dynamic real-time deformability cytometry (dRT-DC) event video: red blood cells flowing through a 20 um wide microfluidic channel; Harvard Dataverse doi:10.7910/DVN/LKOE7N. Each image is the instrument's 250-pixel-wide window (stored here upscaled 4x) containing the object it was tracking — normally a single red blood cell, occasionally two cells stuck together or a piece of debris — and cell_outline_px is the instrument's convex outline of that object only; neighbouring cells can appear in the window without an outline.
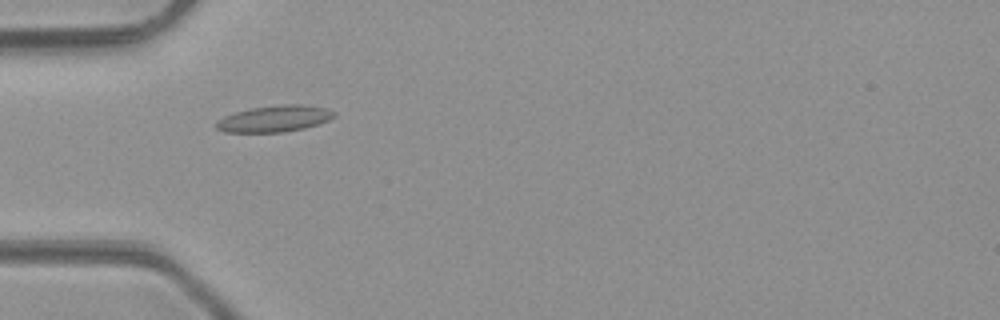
{"species": "common noctule bat (a hibernating species)", "species_latin": "Nyctalus noctula", "temperature_condition": "room temperature", "stored_images_in_passage": 43, "camera_frame_rate_fps": 3000, "um_per_image_px": 0.085, "animal": {"sex": "male", "body_mass_g": 23.1, "forearm_length_mm": 52.7}, "frame": {"image": 1, "passage_image": 10, "time_ms": 3.0, "image_size_px": [1000, 320], "cell_outline_px": [[336, 116], [328, 120], [304, 128], [280, 132], [224, 132], [216, 128], [216, 124], [224, 116], [236, 112], [252, 108], [280, 104], [300, 104], [328, 108], [336, 112]], "centroid_in_image_um": [23.37, 10.08], "position_along_channel_um": 61.6, "area_um2": 17.98}}
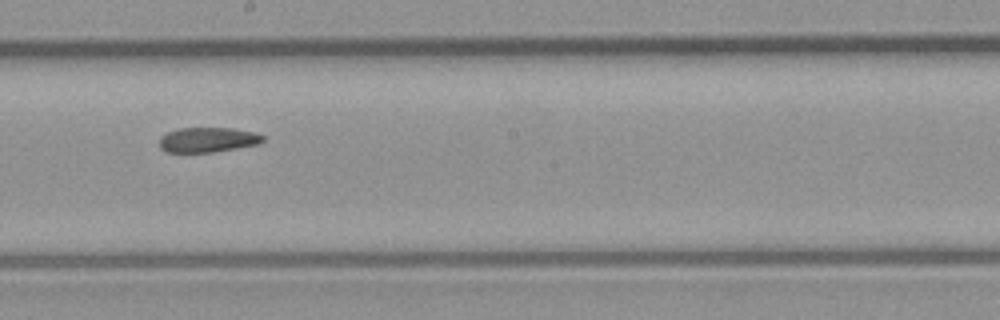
{"frame": {"image": 2, "passage_image": 22, "time_ms": 7.0, "image_size_px": [1000, 320], "cell_outline_px": [[264, 140], [256, 144], [216, 152], [168, 152], [160, 148], [160, 136], [168, 132], [180, 128], [232, 128], [252, 132], [264, 136]], "centroid_in_image_um": [17.63, 11.88], "position_along_channel_um": 230.6, "area_um2": 14.85}}
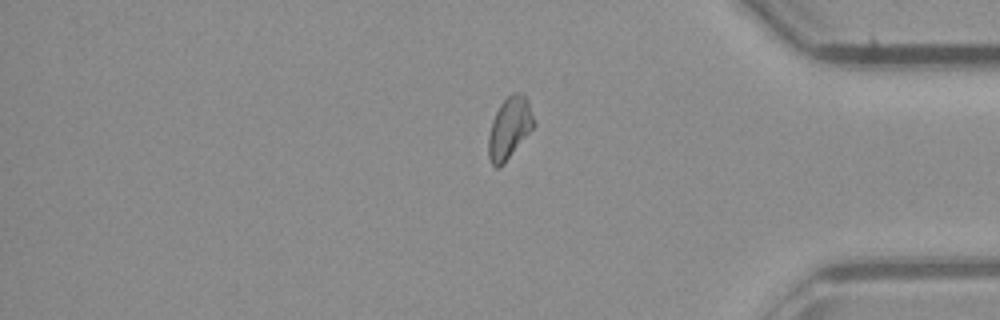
{"frame": {"image": 3, "passage_image": 35, "time_ms": 11.333, "image_size_px": [1000, 320], "cell_outline_px": [[536, 124], [504, 164], [496, 168], [492, 164], [488, 156], [488, 136], [492, 120], [500, 104], [512, 92], [524, 92], [528, 100]], "centroid_in_image_um": [43.31, 10.85], "position_along_channel_um": 391.9, "area_um2": 16.42}, "authors_computed_cell_mechanics": {"area_um2": 16.2996, "velocity_mm_per_s": 4.2548, "shape_relaxation_time_tau1_ms": null, "shape_relaxation_time_tau2_ms": 6.3927, "deformation_change_tau1": null, "deformation_change_tau2": 0.1425}}